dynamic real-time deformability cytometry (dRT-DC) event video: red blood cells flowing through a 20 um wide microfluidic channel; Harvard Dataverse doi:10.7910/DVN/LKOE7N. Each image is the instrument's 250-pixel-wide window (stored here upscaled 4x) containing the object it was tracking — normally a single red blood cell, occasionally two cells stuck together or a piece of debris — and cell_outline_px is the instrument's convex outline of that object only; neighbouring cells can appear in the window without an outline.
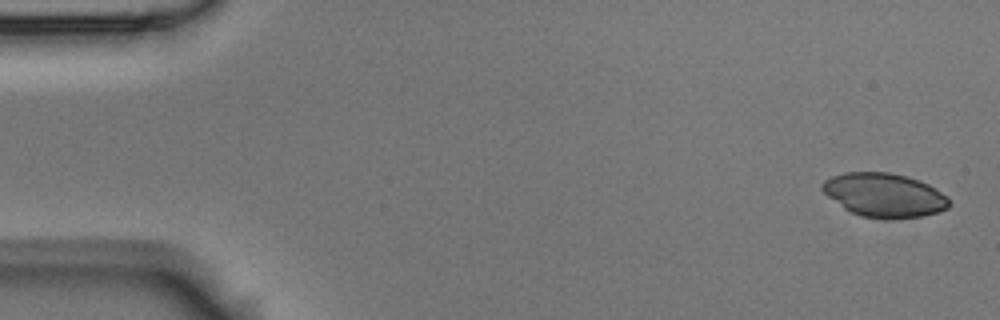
{"species": "Egyptian fruit bat (a non-hibernating species)", "species_latin": "Rousettus aegyptiacus", "temperature_condition": "room temperature", "stored_images_in_passage": 6, "camera_frame_rate_fps": 3000, "um_per_image_px": 0.085, "animal": {"sex": "male"}, "frame": {"image": 1, "passage_image": 1, "time_ms": 0.0, "image_size_px": [1000, 320], "cell_outline_px": [[948, 208], [924, 216], [884, 220], [860, 216], [844, 208], [828, 196], [820, 188], [820, 184], [824, 180], [832, 176], [844, 172], [888, 172], [904, 176], [928, 184], [948, 196]], "centroid_in_image_um": [75.13, 16.59], "position_along_channel_um": 9.9, "area_um2": 32.43}}